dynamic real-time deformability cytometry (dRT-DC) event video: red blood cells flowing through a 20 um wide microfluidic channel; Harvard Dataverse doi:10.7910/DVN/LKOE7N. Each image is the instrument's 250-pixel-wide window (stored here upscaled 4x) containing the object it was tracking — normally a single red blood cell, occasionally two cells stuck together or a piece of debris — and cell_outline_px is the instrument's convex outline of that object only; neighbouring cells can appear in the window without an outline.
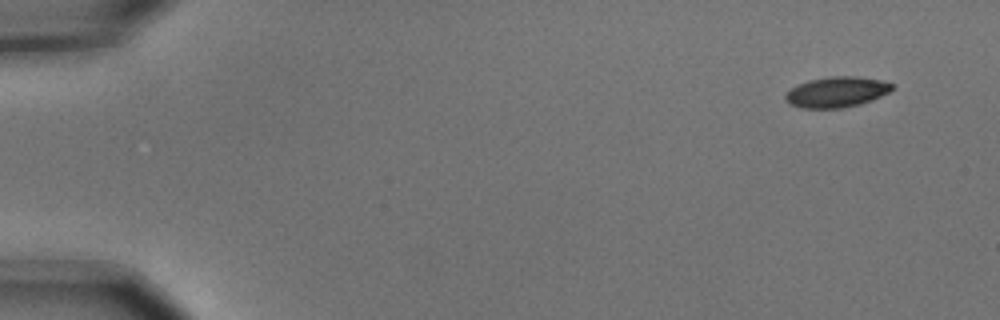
{"species": "common noctule bat (a hibernating species)", "species_latin": "Nyctalus noctula", "temperature_condition": "cold", "stored_images_in_passage": 6, "camera_frame_rate_fps": 3000, "um_per_image_px": 0.085, "animal": {"sex": "male", "body_mass_g": 15.6}, "frame": {"image": 1, "passage_image": 1, "time_ms": 0.0, "image_size_px": [1000, 320], "cell_outline_px": [[892, 88], [888, 92], [880, 96], [860, 104], [840, 108], [804, 108], [788, 104], [784, 100], [784, 96], [792, 88], [808, 80], [828, 76], [856, 76], [880, 80], [892, 84]], "centroid_in_image_um": [71.07, 7.82], "position_along_channel_um": 13.9, "area_um2": 18.79}}
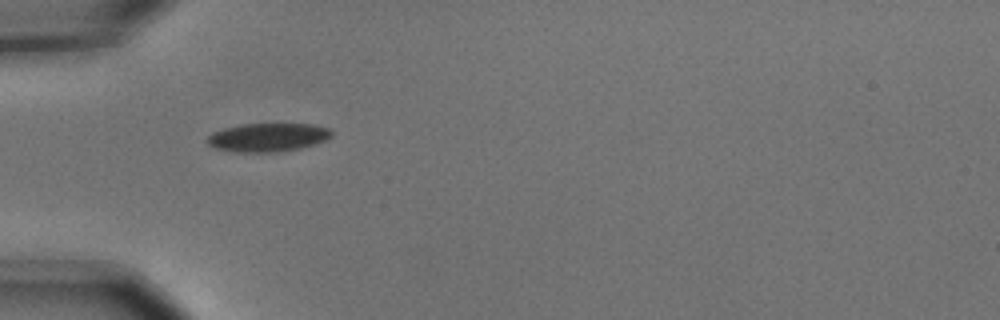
{"frame": {"image": 2, "passage_image": 5, "time_ms": 1.333, "image_size_px": [1000, 320], "cell_outline_px": [[332, 136], [324, 140], [300, 148], [272, 152], [236, 152], [216, 148], [208, 144], [208, 136], [212, 132], [224, 128], [244, 124], [312, 124], [328, 128], [332, 132]], "centroid_in_image_um": [22.75, 11.67], "position_along_channel_um": 62.3, "area_um2": 20.35}}
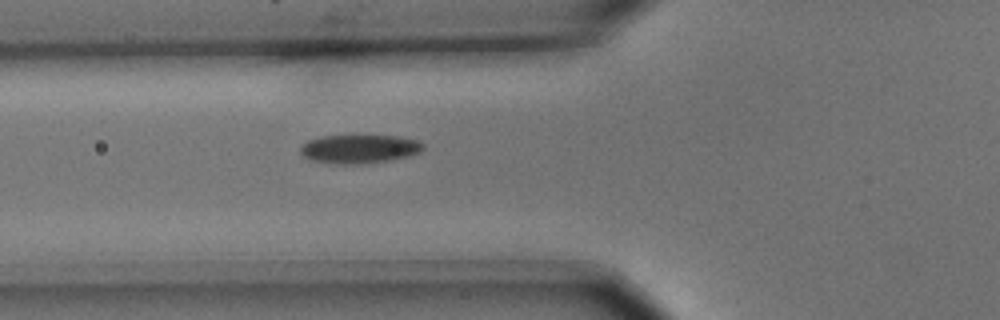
{"frame": {"image": 3, "passage_image": 6, "time_ms": 1.667, "image_size_px": [1000, 320], "cell_outline_px": [[424, 148], [420, 152], [408, 156], [388, 160], [364, 164], [340, 164], [312, 160], [304, 156], [300, 152], [300, 144], [308, 140], [320, 136], [400, 136], [420, 140], [424, 144]], "centroid_in_image_um": [30.56, 12.65], "position_along_channel_um": 95.2, "area_um2": 20.58}}